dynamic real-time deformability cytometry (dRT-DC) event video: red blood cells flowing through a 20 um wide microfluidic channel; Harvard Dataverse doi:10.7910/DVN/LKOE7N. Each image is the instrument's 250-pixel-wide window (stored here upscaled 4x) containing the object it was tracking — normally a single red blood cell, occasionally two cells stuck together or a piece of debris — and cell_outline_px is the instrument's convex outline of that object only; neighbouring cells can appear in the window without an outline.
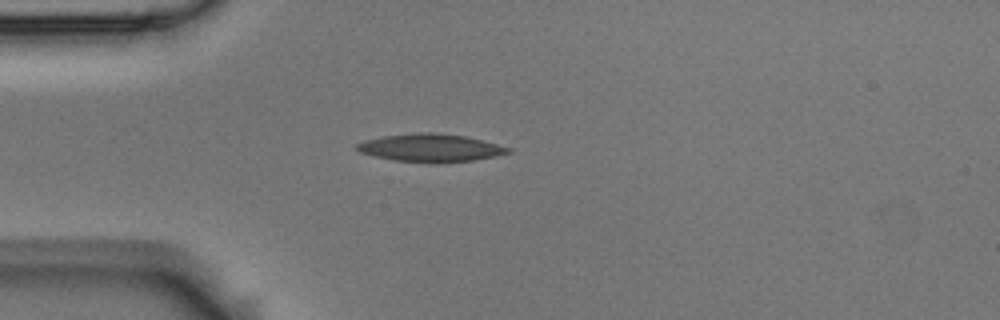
{"species": "Egyptian fruit bat (a non-hibernating species)", "species_latin": "Rousettus aegyptiacus", "temperature_condition": "room temperature", "stored_images_in_passage": 2, "camera_frame_rate_fps": 3000, "um_per_image_px": 0.085, "animal": {"sex": "male"}, "frame": {"image": 1, "passage_image": 2, "time_ms": 0.333, "image_size_px": [1000, 320], "cell_outline_px": [[512, 152], [472, 160], [436, 164], [428, 164], [392, 160], [360, 152], [356, 148], [356, 144], [364, 140], [384, 136], [416, 132], [432, 132], [464, 136], [512, 148]], "centroid_in_image_um": [36.56, 12.58], "position_along_channel_um": 48.4, "area_um2": 24.62}}